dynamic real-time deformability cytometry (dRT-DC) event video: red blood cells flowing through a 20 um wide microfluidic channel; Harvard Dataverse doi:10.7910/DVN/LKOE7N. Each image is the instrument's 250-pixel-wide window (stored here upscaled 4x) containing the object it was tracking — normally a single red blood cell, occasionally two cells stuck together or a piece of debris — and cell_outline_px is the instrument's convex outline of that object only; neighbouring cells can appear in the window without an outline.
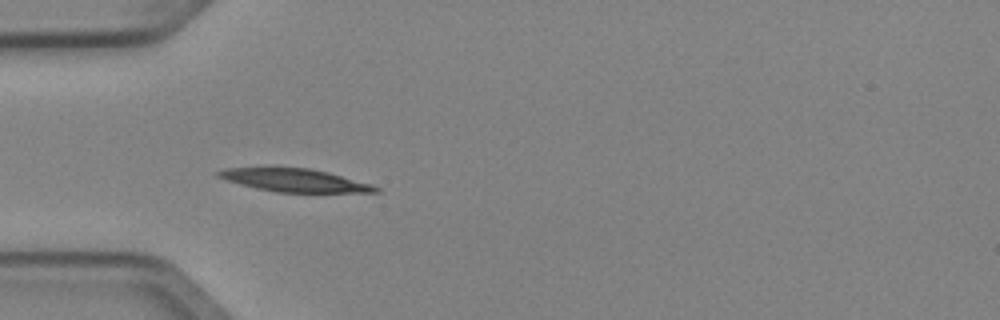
{"species": "Egyptian fruit bat (a non-hibernating species)", "species_latin": "Rousettus aegyptiacus", "temperature_condition": "cold", "stored_images_in_passage": 6, "camera_frame_rate_fps": 3000, "um_per_image_px": 0.085, "animal": {"sex": "female"}, "frame": {"image": 1, "passage_image": 4, "time_ms": 1.0, "image_size_px": [1000, 320], "cell_outline_px": [[380, 192], [276, 192], [256, 188], [240, 184], [216, 176], [216, 172], [224, 168], [272, 164], [308, 168], [328, 172], [372, 184], [380, 188]], "centroid_in_image_um": [24.94, 15.26], "position_along_channel_um": 60.1, "area_um2": 21.96}}
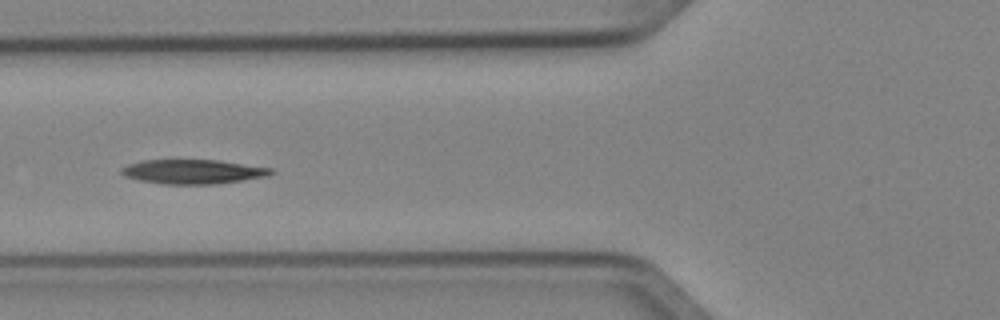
{"frame": {"image": 2, "passage_image": 5, "time_ms": 1.333, "image_size_px": [1000, 320], "cell_outline_px": [[276, 172], [268, 176], [216, 184], [164, 184], [140, 180], [124, 176], [120, 172], [120, 168], [128, 164], [140, 160], [220, 160], [272, 168]], "centroid_in_image_um": [16.41, 14.58], "position_along_channel_um": 109.4, "area_um2": 21.33}}
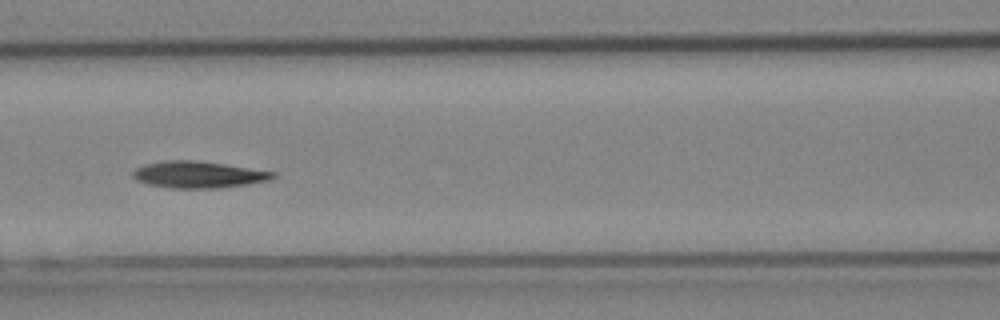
{"frame": {"image": 3, "passage_image": 6, "time_ms": 1.667, "image_size_px": [1000, 320], "cell_outline_px": [[276, 176], [268, 180], [220, 188], [172, 188], [148, 184], [136, 180], [132, 176], [132, 172], [136, 168], [144, 164], [164, 160], [196, 160], [224, 164], [276, 172]], "centroid_in_image_um": [16.81, 14.83], "position_along_channel_um": 149.8, "area_um2": 21.68}}